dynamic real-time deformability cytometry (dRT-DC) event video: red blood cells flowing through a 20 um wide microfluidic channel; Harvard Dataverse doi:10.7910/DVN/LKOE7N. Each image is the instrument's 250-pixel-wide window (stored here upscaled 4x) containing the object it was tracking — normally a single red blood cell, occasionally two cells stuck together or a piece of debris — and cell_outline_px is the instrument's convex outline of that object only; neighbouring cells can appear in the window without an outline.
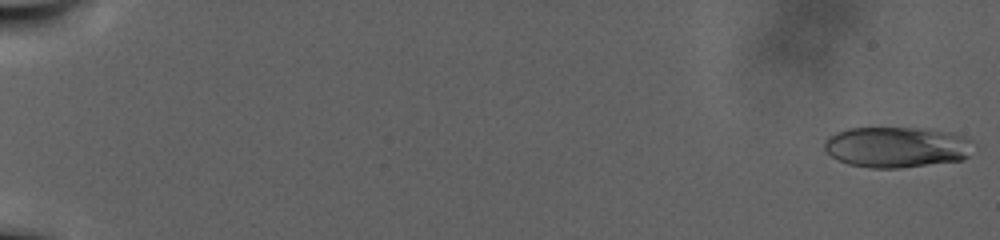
{"species": "human", "species_latin": "Homo sapiens", "temperature_condition": "warm", "stored_images_in_passage": 109, "camera_frame_rate_fps": 3000, "um_per_image_px": 0.085, "donor": {"sex": "male"}, "frame": {"image": 1, "passage_image": 2, "time_ms": 0.333, "image_size_px": [1000, 240], "cell_outline_px": [[968, 156], [964, 160], [900, 168], [868, 168], [848, 164], [836, 160], [824, 152], [824, 140], [828, 136], [836, 132], [848, 128], [916, 128], [952, 132], [964, 136], [968, 140]], "centroid_in_image_um": [76.11, 12.51], "position_along_channel_um": 8.9, "area_um2": 35.49}}
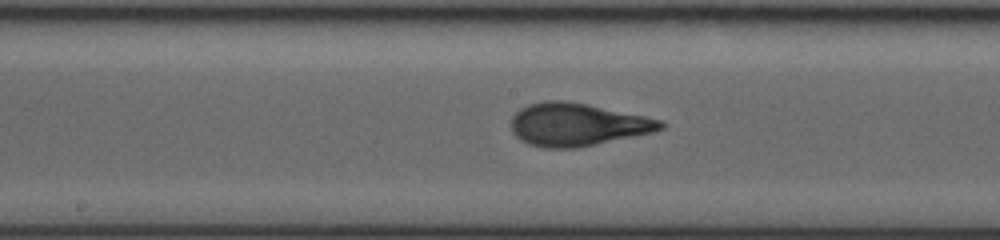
{"frame": {"image": 2, "passage_image": 62, "time_ms": 20.333, "image_size_px": [1000, 240], "cell_outline_px": [[668, 124], [664, 128], [652, 132], [576, 148], [544, 148], [528, 144], [520, 140], [512, 132], [512, 116], [520, 108], [528, 104], [544, 100], [564, 100], [588, 104], [664, 120]], "centroid_in_image_um": [49.06, 10.57], "position_along_channel_um": 199.1, "area_um2": 37.4}}
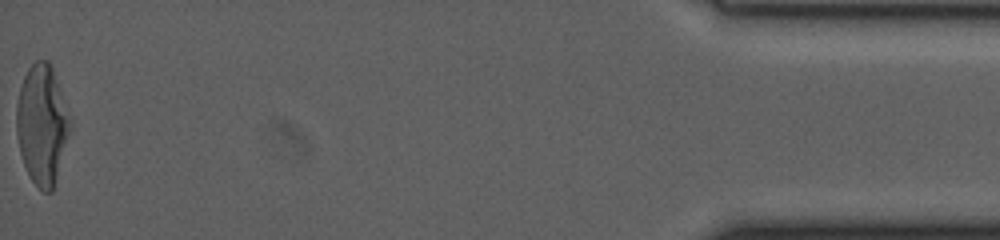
{"frame": {"image": 3, "passage_image": 109, "time_ms": 36.0, "image_size_px": [1000, 240], "cell_outline_px": [[72, 128], [52, 192], [44, 192], [32, 180], [24, 164], [20, 152], [16, 132], [16, 104], [20, 88], [24, 76], [28, 68], [36, 60], [48, 60], [52, 68], [72, 120]], "centroid_in_image_um": [3.59, 10.58], "position_along_channel_um": 431.6, "area_um2": 37.4}, "authors_computed_cell_mechanics": {"area_um2": 35.3158, "velocity_mm_per_s": 2.0071, "shape_relaxation_time_tau1_ms": 9.6756, "shape_relaxation_time_tau2_ms": null, "deformation_change_tau1": 0.2706, "deformation_change_tau2": null}}